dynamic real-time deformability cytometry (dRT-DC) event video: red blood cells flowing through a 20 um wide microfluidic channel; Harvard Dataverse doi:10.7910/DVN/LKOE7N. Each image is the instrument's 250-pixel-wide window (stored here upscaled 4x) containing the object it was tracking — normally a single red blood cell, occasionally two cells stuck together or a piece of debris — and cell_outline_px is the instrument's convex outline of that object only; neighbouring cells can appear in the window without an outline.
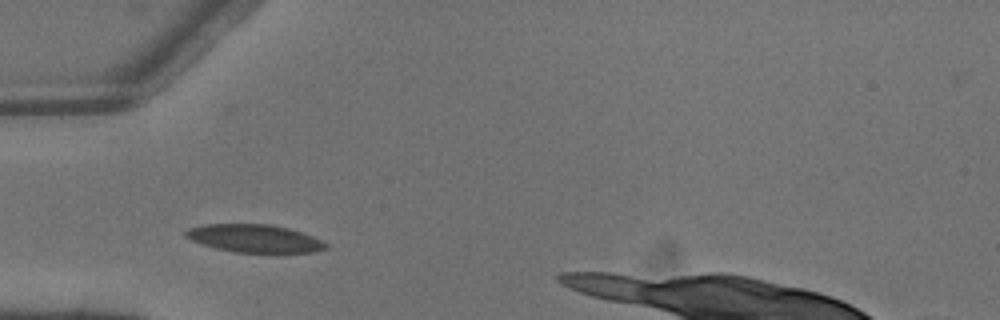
{"species": "common noctule bat (a hibernating species)", "species_latin": "Nyctalus noctula", "temperature_condition": "warm", "stored_images_in_passage": 2, "camera_frame_rate_fps": 3000, "um_per_image_px": 0.085, "animal": {"sex": "male", "body_mass_g": 13.3}, "frame": {"image": 1, "passage_image": 1, "time_ms": 0.0, "image_size_px": [1000, 320], "cell_outline_px": [[328, 248], [316, 252], [280, 256], [276, 256], [232, 252], [200, 244], [184, 236], [184, 232], [188, 228], [204, 224], [268, 224], [288, 228], [324, 240], [328, 244]], "centroid_in_image_um": [21.72, 20.33], "position_along_channel_um": 63.3, "area_um2": 24.1}}